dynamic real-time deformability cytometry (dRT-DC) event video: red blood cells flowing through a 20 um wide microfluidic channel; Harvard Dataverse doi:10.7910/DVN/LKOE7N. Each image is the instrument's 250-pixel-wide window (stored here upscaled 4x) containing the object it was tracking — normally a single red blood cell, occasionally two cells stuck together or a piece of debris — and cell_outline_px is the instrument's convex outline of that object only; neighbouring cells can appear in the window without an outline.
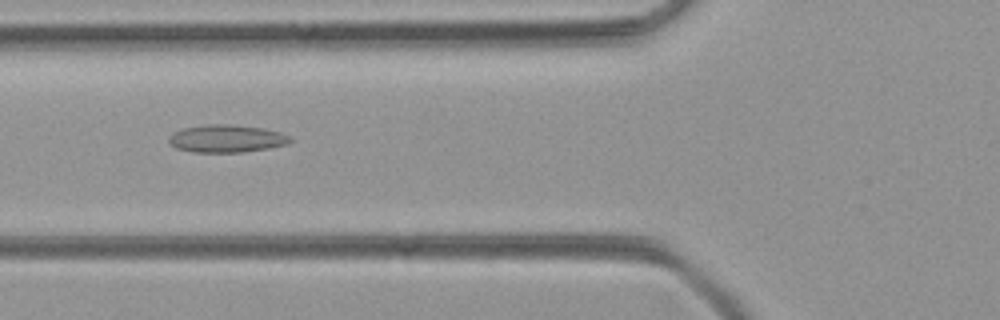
{"species": "common noctule bat (a hibernating species)", "species_latin": "Nyctalus noctula", "temperature_condition": "room temperature", "stored_images_in_passage": 50, "camera_frame_rate_fps": 3000, "um_per_image_px": 0.085, "animal": {"sex": "female", "body_mass_g": 21.9}, "frame": {"image": 1, "passage_image": 19, "time_ms": 6.0, "image_size_px": [1000, 320], "cell_outline_px": [[292, 140], [288, 144], [268, 148], [244, 152], [192, 152], [176, 148], [168, 140], [168, 136], [184, 128], [208, 124], [228, 124], [264, 128], [280, 132], [288, 136]], "centroid_in_image_um": [19.27, 11.78], "position_along_channel_um": 106.5, "area_um2": 19.42}}
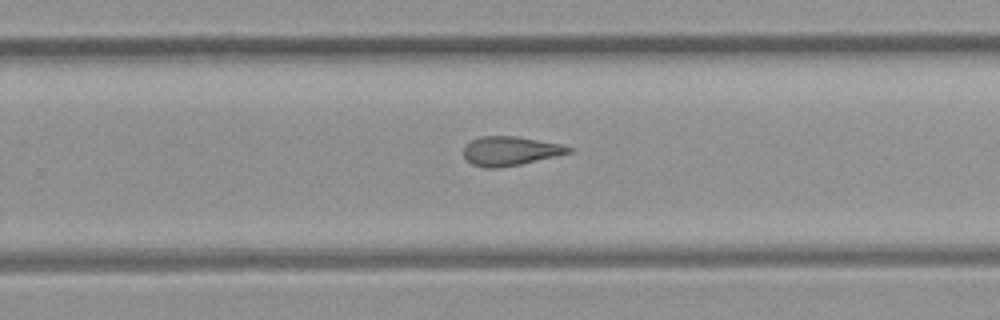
{"frame": {"image": 2, "passage_image": 32, "time_ms": 10.333, "image_size_px": [1000, 320], "cell_outline_px": [[572, 152], [556, 156], [520, 164], [496, 168], [488, 168], [472, 164], [464, 156], [464, 144], [480, 136], [516, 136], [560, 144], [572, 148]], "centroid_in_image_um": [43.34, 12.82], "position_along_channel_um": 286.5, "area_um2": 17.63}}
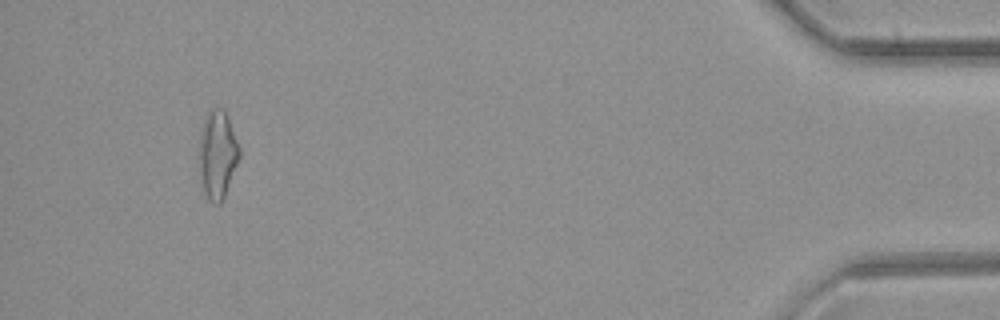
{"frame": {"image": 3, "passage_image": 47, "time_ms": 15.333, "image_size_px": [1000, 320], "cell_outline_px": [[240, 156], [224, 196], [220, 204], [212, 204], [208, 200], [204, 192], [200, 180], [200, 132], [204, 120], [208, 112], [212, 108], [224, 108], [228, 116], [240, 148]], "centroid_in_image_um": [18.49, 13.13], "position_along_channel_um": 416.7, "area_um2": 20.58}}